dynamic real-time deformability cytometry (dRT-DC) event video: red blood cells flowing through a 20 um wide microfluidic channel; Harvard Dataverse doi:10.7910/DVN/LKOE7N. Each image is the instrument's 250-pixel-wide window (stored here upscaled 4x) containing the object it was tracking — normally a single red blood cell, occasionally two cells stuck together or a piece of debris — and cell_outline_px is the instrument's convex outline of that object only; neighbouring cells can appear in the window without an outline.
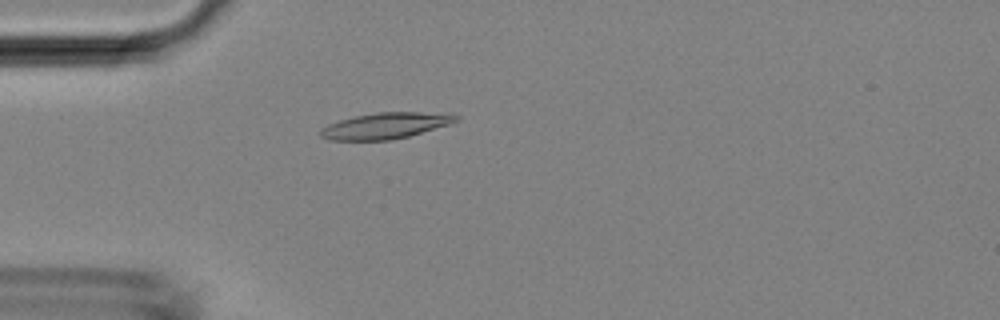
{"species": "Egyptian fruit bat (a non-hibernating species)", "species_latin": "Rousettus aegyptiacus", "temperature_condition": "room temperature", "stored_images_in_passage": 46, "camera_frame_rate_fps": 3000, "um_per_image_px": 0.085, "animal": {"sex": "female"}, "frame": {"image": 1, "passage_image": 13, "time_ms": 4.0, "image_size_px": [1000, 320], "cell_outline_px": [[460, 120], [448, 124], [408, 136], [392, 140], [328, 140], [320, 136], [320, 128], [328, 124], [340, 120], [356, 116], [376, 112], [452, 112], [460, 116]], "centroid_in_image_um": [32.8, 10.67], "position_along_channel_um": 52.2, "area_um2": 20.75}}
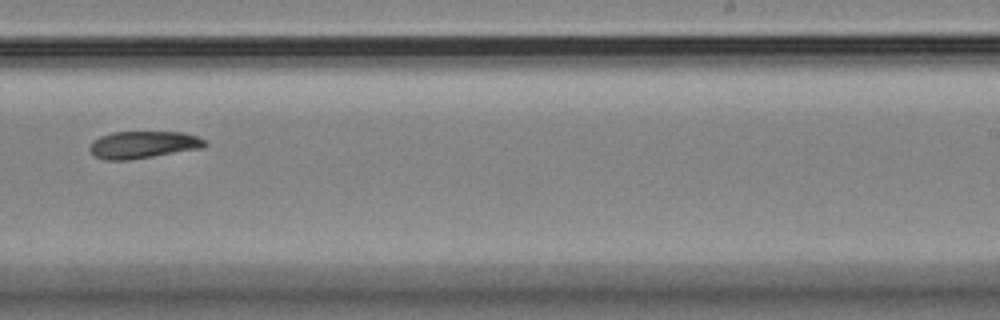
{"frame": {"image": 2, "passage_image": 29, "time_ms": 9.333, "image_size_px": [1000, 320], "cell_outline_px": [[208, 144], [204, 148], [128, 160], [104, 160], [96, 156], [88, 148], [92, 140], [100, 136], [112, 132], [180, 132], [196, 136], [204, 140]], "centroid_in_image_um": [12.15, 12.3], "position_along_channel_um": 276.8, "area_um2": 18.26}}
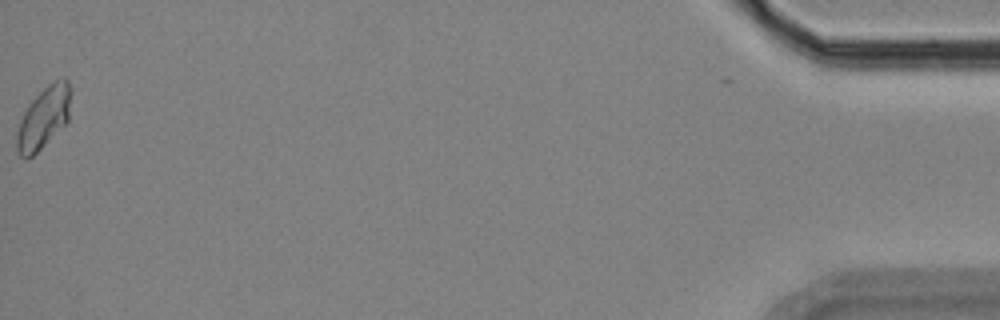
{"frame": {"image": 3, "passage_image": 46, "time_ms": 15.0, "image_size_px": [1000, 320], "cell_outline_px": [[72, 92], [68, 120], [32, 156], [24, 160], [16, 152], [16, 132], [20, 120], [28, 104], [48, 84], [56, 80], [68, 80], [72, 88]], "centroid_in_image_um": [3.69, 10.0], "position_along_channel_um": 431.5, "area_um2": 19.31}}